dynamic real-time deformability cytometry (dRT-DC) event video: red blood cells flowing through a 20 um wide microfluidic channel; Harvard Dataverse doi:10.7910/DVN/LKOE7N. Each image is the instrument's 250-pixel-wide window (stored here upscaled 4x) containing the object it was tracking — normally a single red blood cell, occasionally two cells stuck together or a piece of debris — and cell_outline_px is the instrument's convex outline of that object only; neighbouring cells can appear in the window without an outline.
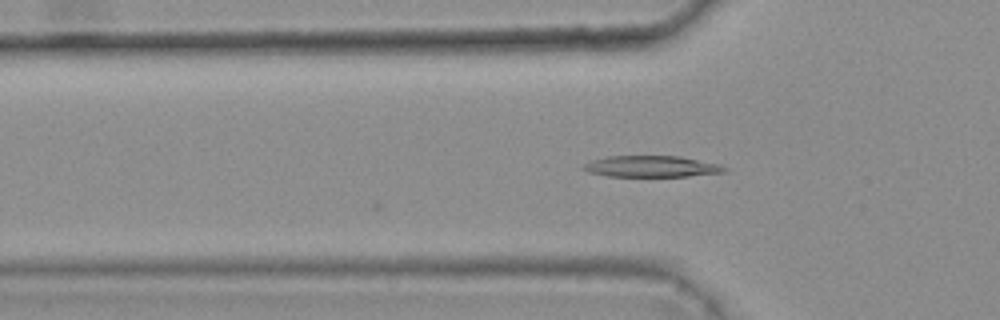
{"species": "common noctule bat (a hibernating species)", "species_latin": "Nyctalus noctula", "temperature_condition": "warm", "stored_images_in_passage": 5, "camera_frame_rate_fps": 3000, "um_per_image_px": 0.085, "animal": {"sex": "female", "body_mass_g": 25.1}, "frame": {"image": 1, "passage_image": 5, "time_ms": 1.333, "image_size_px": [1000, 320], "cell_outline_px": [[728, 168], [724, 172], [688, 176], [608, 176], [588, 172], [580, 168], [584, 164], [592, 160], [608, 156], [680, 156], [720, 164]], "centroid_in_image_um": [55.37, 14.14], "position_along_channel_um": 70.4, "area_um2": 17.46}}